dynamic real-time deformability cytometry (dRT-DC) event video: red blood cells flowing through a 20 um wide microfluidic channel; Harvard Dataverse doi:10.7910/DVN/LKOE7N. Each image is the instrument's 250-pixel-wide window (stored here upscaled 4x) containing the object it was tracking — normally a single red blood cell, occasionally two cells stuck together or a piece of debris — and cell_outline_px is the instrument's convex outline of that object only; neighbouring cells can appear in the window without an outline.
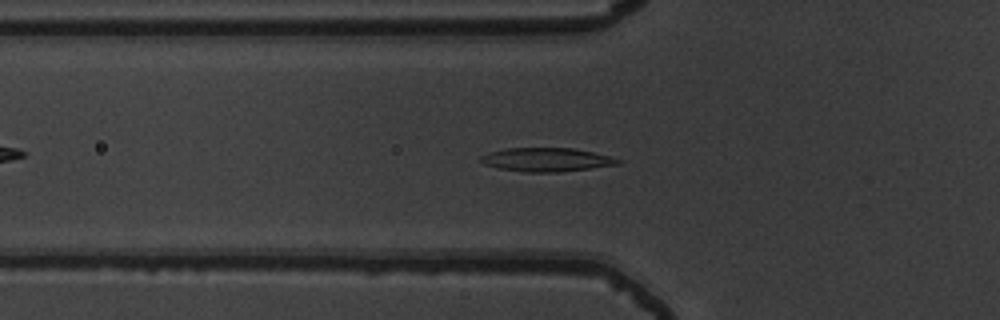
{"species": "common noctule bat (a hibernating species)", "species_latin": "Nyctalus noctula", "temperature_condition": "warm", "stored_images_in_passage": 50, "camera_frame_rate_fps": 3000, "um_per_image_px": 0.085, "animal": {"sex": "male", "body_mass_g": 19.5, "forearm_length_mm": 54.6}, "frame": {"image": 1, "passage_image": 15, "time_ms": 4.667, "image_size_px": [1000, 320], "cell_outline_px": [[624, 160], [620, 164], [560, 172], [524, 172], [500, 168], [484, 164], [480, 160], [480, 156], [488, 152], [508, 148], [572, 148], [592, 152]], "centroid_in_image_um": [46.45, 13.57], "position_along_channel_um": 79.3, "area_um2": 18.84}}
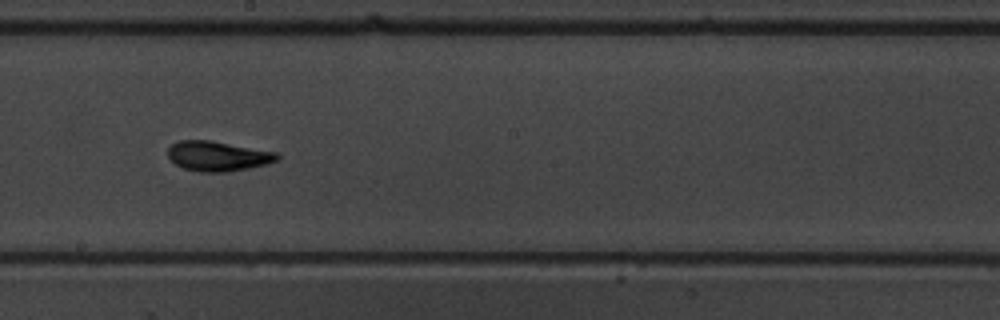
{"frame": {"image": 2, "passage_image": 27, "time_ms": 8.667, "image_size_px": [1000, 320], "cell_outline_px": [[280, 156], [276, 160], [264, 164], [248, 168], [228, 172], [200, 172], [184, 168], [176, 164], [168, 156], [168, 148], [172, 144], [180, 140], [212, 140], [276, 152]], "centroid_in_image_um": [18.49, 13.26], "position_along_channel_um": 229.7, "area_um2": 18.9}}
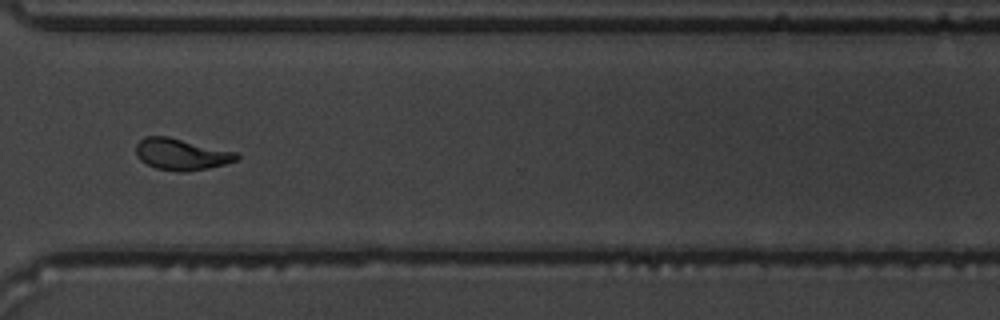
{"frame": {"image": 3, "passage_image": 37, "time_ms": 12.0, "image_size_px": [1000, 320], "cell_outline_px": [[240, 156], [236, 160], [224, 164], [208, 168], [184, 172], [180, 172], [156, 168], [140, 160], [136, 156], [136, 144], [144, 136], [168, 136], [236, 152]], "centroid_in_image_um": [15.39, 13.11], "position_along_channel_um": 355.2, "area_um2": 18.38}, "authors_computed_cell_mechanics": {"area_um2": 18.3226, "velocity_mm_per_s": 3.7607, "shape_relaxation_time_tau1_ms": 4.5583, "shape_relaxation_time_tau2_ms": 3.2694, "deformation_change_tau1": 0.1735, "deformation_change_tau2": 0.1047}}